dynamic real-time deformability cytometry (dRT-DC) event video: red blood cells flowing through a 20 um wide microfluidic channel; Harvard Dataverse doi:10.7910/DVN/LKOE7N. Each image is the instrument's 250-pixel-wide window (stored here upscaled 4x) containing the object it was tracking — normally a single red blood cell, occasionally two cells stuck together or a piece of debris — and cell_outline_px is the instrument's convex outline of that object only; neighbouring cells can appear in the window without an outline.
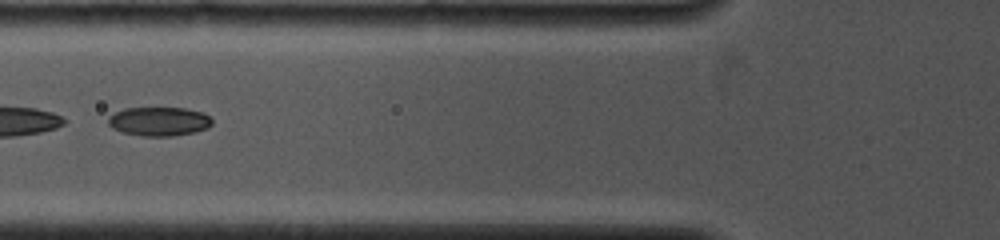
{"species": "common noctule bat (a hibernating species)", "species_latin": "Nyctalus noctula", "temperature_condition": "cold", "stored_images_in_passage": 12, "camera_frame_rate_fps": 4000, "um_per_image_px": 0.085, "animal": {"sex": "female", "body_mass_g": 19.0, "forearm_length_mm": 53.3}, "frame": {"image": 1, "passage_image": 3, "time_ms": 2.0, "image_size_px": [1000, 240], "cell_outline_px": [[212, 124], [208, 128], [196, 132], [172, 136], [144, 136], [124, 132], [112, 128], [108, 124], [108, 116], [124, 108], [184, 108], [204, 112], [212, 120]], "centroid_in_image_um": [13.54, 10.32], "position_along_channel_um": 112.3, "area_um2": 17.57}}
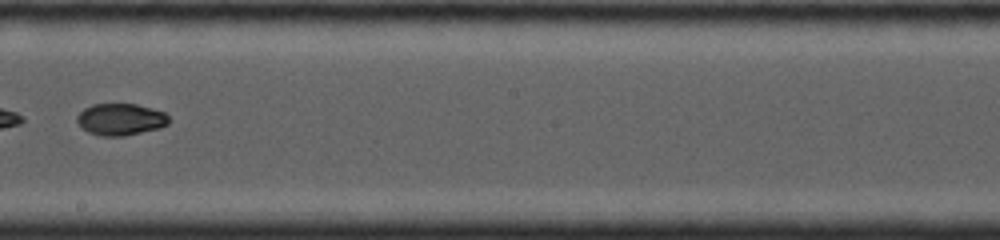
{"frame": {"image": 2, "passage_image": 6, "time_ms": 5.0, "image_size_px": [1000, 240], "cell_outline_px": [[168, 124], [160, 128], [124, 136], [100, 136], [88, 132], [76, 120], [76, 116], [84, 108], [92, 104], [136, 104], [152, 108], [164, 112], [168, 116]], "centroid_in_image_um": [10.25, 10.14], "position_along_channel_um": 238.0, "area_um2": 16.99}}
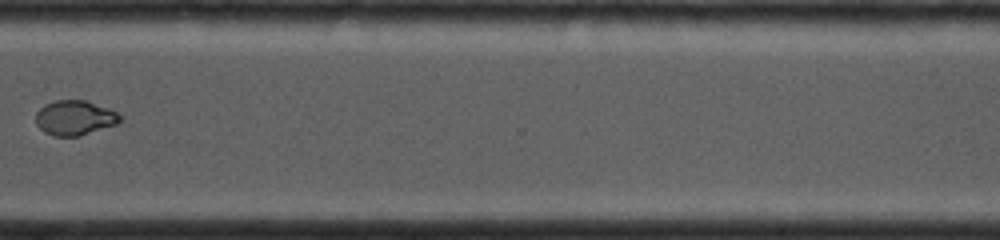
{"frame": {"image": 3, "passage_image": 9, "time_ms": 8.0, "image_size_px": [1000, 240], "cell_outline_px": [[124, 120], [120, 124], [80, 136], [52, 136], [44, 132], [36, 124], [36, 112], [44, 104], [56, 100], [88, 100], [108, 108], [116, 112]], "centroid_in_image_um": [6.39, 10.02], "position_along_channel_um": 364.2, "area_um2": 17.46}, "authors_computed_cell_mechanics": {"area_um2": 18.1781, "velocity_mm_per_s": 4.2085, "shape_relaxation_time_tau1_ms": 9.1683, "shape_relaxation_time_tau2_ms": null, "deformation_change_tau1": 0.2409, "deformation_change_tau2": null}}